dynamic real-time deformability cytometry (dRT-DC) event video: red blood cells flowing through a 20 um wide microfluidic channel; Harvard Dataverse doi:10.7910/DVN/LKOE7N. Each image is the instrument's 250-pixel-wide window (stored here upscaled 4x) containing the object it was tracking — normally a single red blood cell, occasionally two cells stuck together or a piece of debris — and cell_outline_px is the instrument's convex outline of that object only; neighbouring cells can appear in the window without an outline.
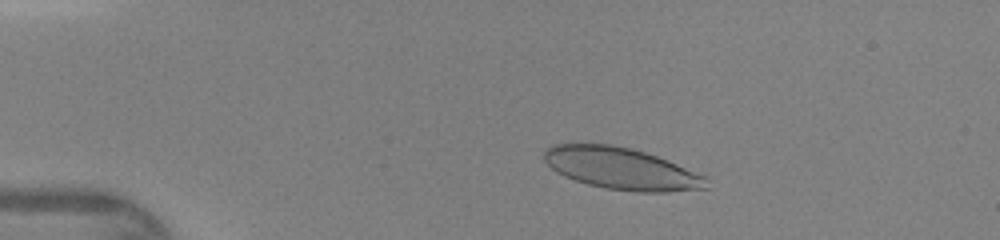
{"species": "human", "species_latin": "Homo sapiens", "temperature_condition": "warm", "stored_images_in_passage": 41, "camera_frame_rate_fps": 3000, "um_per_image_px": 0.085, "donor": {"sex": "female"}, "frame": {"image": 1, "passage_image": 4, "time_ms": 1.0, "image_size_px": [1000, 240], "cell_outline_px": [[708, 188], [668, 192], [636, 192], [604, 188], [588, 184], [564, 176], [556, 172], [544, 160], [544, 148], [552, 144], [612, 144], [632, 148], [668, 160], [708, 176]], "centroid_in_image_um": [52.84, 14.33], "position_along_channel_um": 32.2, "area_um2": 39.82}}
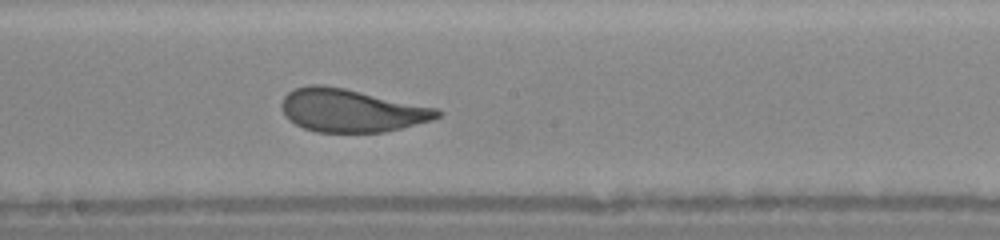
{"frame": {"image": 2, "passage_image": 21, "time_ms": 6.667, "image_size_px": [1000, 240], "cell_outline_px": [[440, 116], [432, 120], [384, 132], [316, 132], [304, 128], [288, 120], [280, 104], [284, 96], [288, 92], [296, 88], [308, 84], [320, 84], [344, 88], [436, 108], [440, 112]], "centroid_in_image_um": [29.81, 9.39], "position_along_channel_um": 218.4, "area_um2": 38.67}}
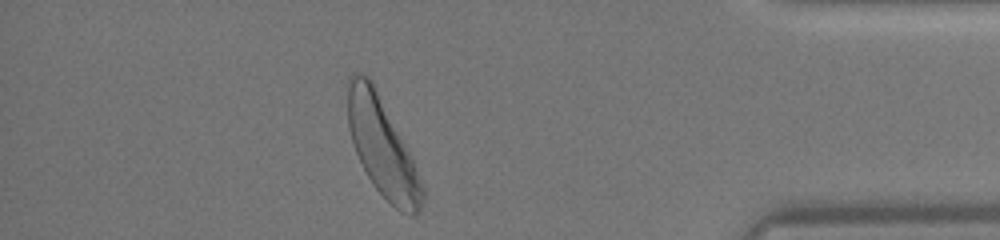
{"frame": {"image": 3, "passage_image": 36, "time_ms": 11.667, "image_size_px": [1000, 240], "cell_outline_px": [[424, 204], [416, 216], [408, 216], [400, 212], [372, 184], [356, 152], [348, 128], [348, 76], [356, 72], [360, 72], [368, 76], [408, 148], [412, 156], [424, 184]], "centroid_in_image_um": [32.53, 12.56], "position_along_channel_um": 402.7, "area_um2": 42.43}}